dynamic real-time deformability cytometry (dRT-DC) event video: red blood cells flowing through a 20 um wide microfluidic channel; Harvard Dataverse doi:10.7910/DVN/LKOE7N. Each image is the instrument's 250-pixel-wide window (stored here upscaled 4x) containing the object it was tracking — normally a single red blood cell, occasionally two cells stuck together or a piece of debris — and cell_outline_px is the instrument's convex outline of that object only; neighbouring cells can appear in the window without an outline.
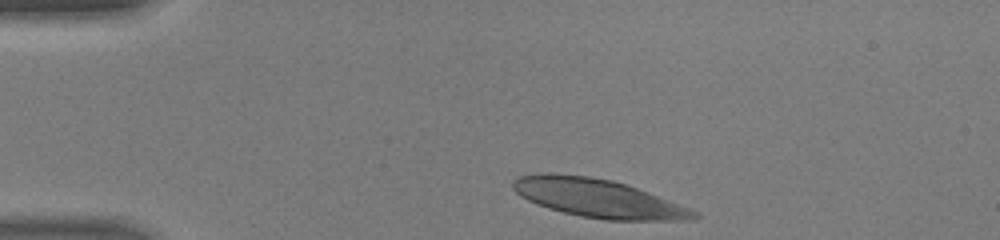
{"species": "human", "species_latin": "Homo sapiens", "temperature_condition": "warm", "stored_images_in_passage": 31, "camera_frame_rate_fps": 3000, "um_per_image_px": 0.085, "donor": {"sex": "male"}, "frame": {"image": 1, "passage_image": 1, "time_ms": 0.0, "image_size_px": [1000, 240], "cell_outline_px": [[700, 216], [696, 220], [604, 220], [580, 216], [548, 208], [536, 204], [520, 196], [512, 188], [512, 180], [516, 176], [548, 172], [552, 172], [588, 176], [612, 180], [648, 192], [692, 208], [700, 212]], "centroid_in_image_um": [50.84, 16.85], "position_along_channel_um": 34.2, "area_um2": 40.86}}
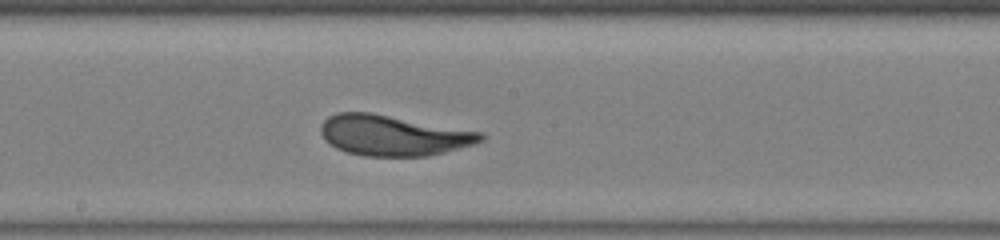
{"frame": {"image": 2, "passage_image": 17, "time_ms": 5.333, "image_size_px": [1000, 240], "cell_outline_px": [[484, 140], [476, 144], [428, 156], [364, 156], [348, 152], [336, 148], [324, 140], [320, 132], [320, 124], [328, 116], [336, 112], [372, 112], [484, 132]], "centroid_in_image_um": [33.42, 11.5], "position_along_channel_um": 214.8, "area_um2": 38.21}}
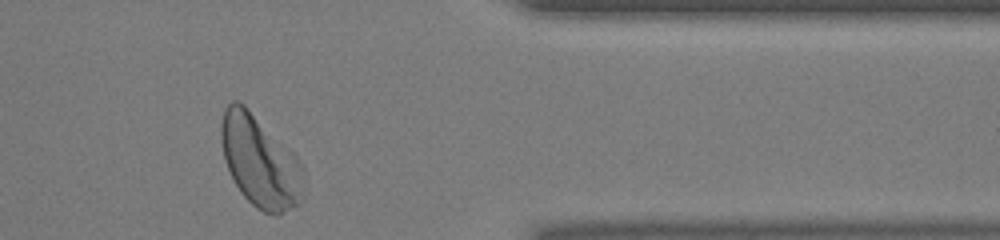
{"frame": {"image": 3, "passage_image": 30, "time_ms": 9.667, "image_size_px": [1000, 240], "cell_outline_px": [[304, 200], [300, 204], [276, 216], [264, 212], [256, 208], [240, 192], [224, 160], [220, 140], [220, 128], [224, 108], [232, 100], [236, 100], [244, 104], [300, 160], [304, 168]], "centroid_in_image_um": [22.12, 13.75], "position_along_channel_um": 389.3, "area_um2": 44.39}, "authors_computed_cell_mechanics": {"area_um2": 38.726, "velocity_mm_per_s": 4.4085, "shape_relaxation_time_tau1_ms": 1.7996, "shape_relaxation_time_tau2_ms": 1.4855, "deformation_change_tau1": 0.1421, "deformation_change_tau2": 0.1041}}